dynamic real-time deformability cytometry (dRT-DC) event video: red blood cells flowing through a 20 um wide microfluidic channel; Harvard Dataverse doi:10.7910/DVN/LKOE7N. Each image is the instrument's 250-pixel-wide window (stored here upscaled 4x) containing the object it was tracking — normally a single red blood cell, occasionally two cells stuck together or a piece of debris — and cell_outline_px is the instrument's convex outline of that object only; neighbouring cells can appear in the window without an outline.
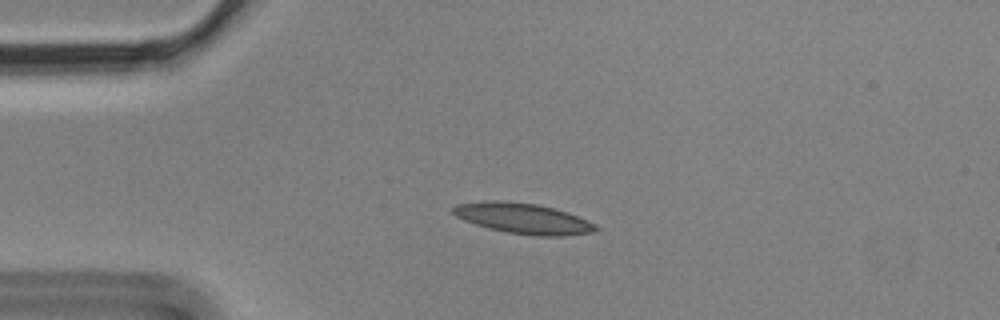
{"species": "Egyptian fruit bat (a non-hibernating species)", "species_latin": "Rousettus aegyptiacus", "temperature_condition": "cold", "stored_images_in_passage": 5, "camera_frame_rate_fps": 3000, "um_per_image_px": 0.085, "animal": {"sex": "male"}, "frame": {"image": 1, "passage_image": 3, "time_ms": 0.667, "image_size_px": [1000, 320], "cell_outline_px": [[600, 228], [592, 232], [564, 236], [536, 236], [508, 232], [488, 228], [464, 220], [456, 216], [452, 212], [452, 208], [456, 204], [484, 200], [504, 200], [536, 204], [568, 212], [588, 220], [596, 224]], "centroid_in_image_um": [44.47, 18.56], "position_along_channel_um": 40.5, "area_um2": 25.49}}